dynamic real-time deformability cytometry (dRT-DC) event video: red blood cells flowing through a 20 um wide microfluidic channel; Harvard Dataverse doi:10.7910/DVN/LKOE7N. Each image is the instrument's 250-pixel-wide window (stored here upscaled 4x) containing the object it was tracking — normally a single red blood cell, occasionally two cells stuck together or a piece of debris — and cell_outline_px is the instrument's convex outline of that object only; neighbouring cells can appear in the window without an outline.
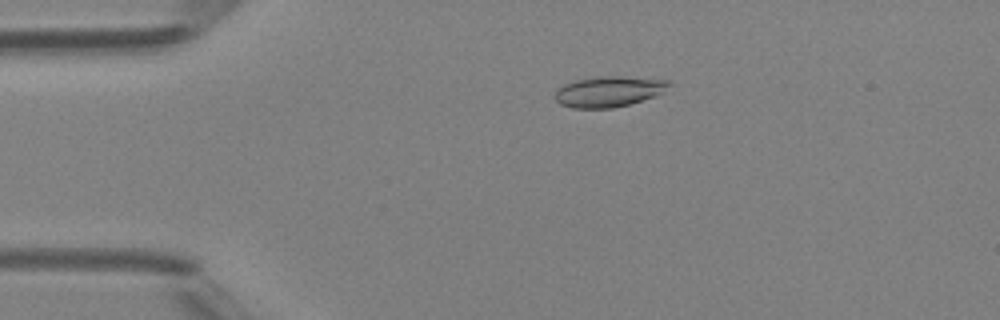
{"species": "Egyptian fruit bat (a non-hibernating species)", "species_latin": "Rousettus aegyptiacus", "temperature_condition": "room temperature", "stored_images_in_passage": 5, "camera_frame_rate_fps": 3000, "um_per_image_px": 0.085, "animal": {"sex": "female"}, "frame": {"image": 1, "passage_image": 3, "time_ms": 2.333, "image_size_px": [1000, 320], "cell_outline_px": [[672, 84], [664, 92], [656, 96], [628, 104], [612, 108], [572, 108], [560, 104], [556, 100], [556, 92], [564, 84], [576, 80], [596, 76], [620, 76], [672, 80]], "centroid_in_image_um": [51.8, 7.77], "position_along_channel_um": 33.2, "area_um2": 20.4}}